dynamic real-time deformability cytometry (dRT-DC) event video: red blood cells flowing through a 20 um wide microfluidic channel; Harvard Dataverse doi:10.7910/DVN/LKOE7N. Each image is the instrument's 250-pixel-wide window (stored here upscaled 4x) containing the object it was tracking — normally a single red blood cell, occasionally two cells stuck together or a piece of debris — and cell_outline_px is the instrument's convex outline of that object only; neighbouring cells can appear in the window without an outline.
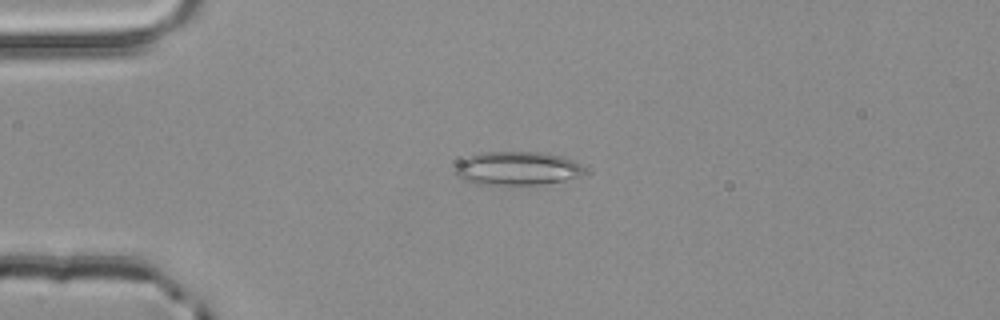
{"species": "common noctule bat (a hibernating species)", "species_latin": "Nyctalus noctula", "temperature_condition": "room temperature", "stored_images_in_passage": 42, "camera_frame_rate_fps": 3000, "um_per_image_px": 0.085, "animal": {"sex": "male", "body_mass_g": 20.4}, "frame": {"image": 1, "passage_image": 2, "time_ms": 0.333, "image_size_px": [1000, 320], "cell_outline_px": [[584, 172], [580, 176], [540, 184], [512, 188], [500, 188], [476, 184], [464, 180], [456, 176], [452, 168], [464, 156], [480, 152], [544, 152], [560, 156], [572, 160], [580, 164], [584, 168]], "centroid_in_image_um": [43.82, 14.35], "position_along_channel_um": 41.2, "area_um2": 26.47}}
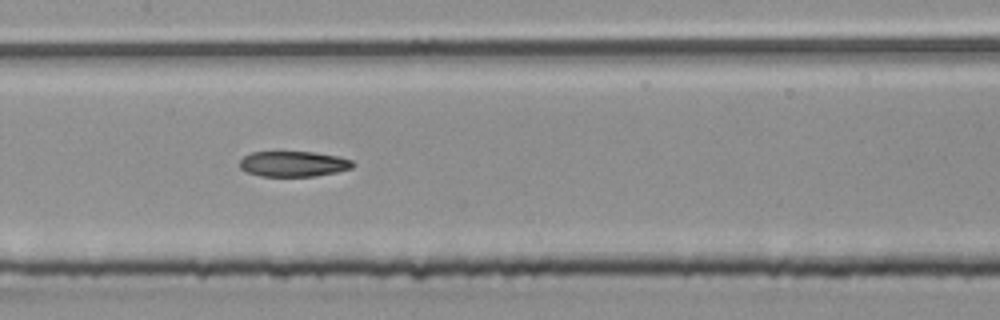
{"frame": {"image": 2, "passage_image": 15, "time_ms": 4.667, "image_size_px": [1000, 320], "cell_outline_px": [[356, 164], [352, 168], [336, 172], [316, 176], [260, 176], [248, 172], [240, 168], [240, 160], [244, 156], [252, 152], [312, 152], [336, 156], [352, 160]], "centroid_in_image_um": [24.95, 13.93], "position_along_channel_um": 182.4, "area_um2": 16.7}}
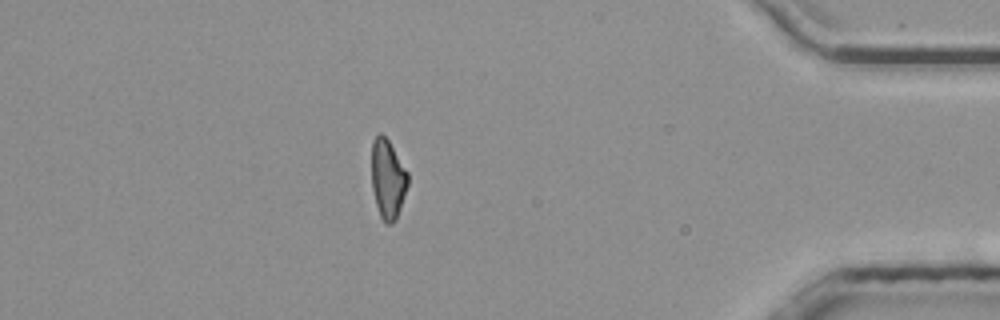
{"frame": {"image": 3, "passage_image": 35, "time_ms": 11.333, "image_size_px": [1000, 320], "cell_outline_px": [[408, 184], [396, 220], [392, 224], [388, 224], [380, 216], [376, 204], [372, 188], [372, 140], [380, 132], [388, 140], [408, 172]], "centroid_in_image_um": [32.96, 15.21], "position_along_channel_um": 402.2, "area_um2": 16.59}, "authors_computed_cell_mechanics": {"area_um2": 17.5423, "velocity_mm_per_s": 3.9643, "shape_relaxation_time_tau1_ms": null, "shape_relaxation_time_tau2_ms": 8.6613, "deformation_change_tau1": null, "deformation_change_tau2": 0.1875}}